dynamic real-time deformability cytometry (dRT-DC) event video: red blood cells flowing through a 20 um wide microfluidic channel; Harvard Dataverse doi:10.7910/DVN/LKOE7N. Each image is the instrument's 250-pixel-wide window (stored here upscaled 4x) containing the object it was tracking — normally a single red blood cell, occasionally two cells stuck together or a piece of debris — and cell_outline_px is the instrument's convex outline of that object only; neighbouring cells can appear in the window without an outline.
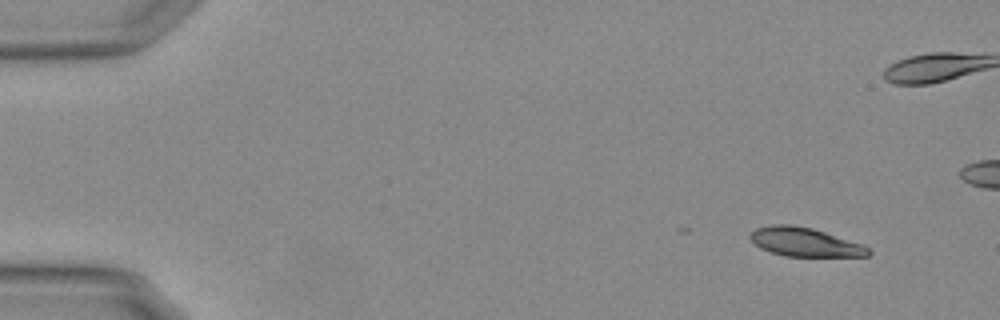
{"species": "Egyptian fruit bat (a non-hibernating species)", "species_latin": "Rousettus aegyptiacus", "temperature_condition": "warm", "stored_images_in_passage": 40, "camera_frame_rate_fps": 3000, "um_per_image_px": 0.085, "animal": {"sex": "female"}, "frame": {"image": 1, "passage_image": 1, "time_ms": 0.0, "image_size_px": [1000, 320], "cell_outline_px": [[872, 252], [868, 256], [784, 256], [760, 248], [748, 236], [756, 228], [772, 224], [788, 224], [812, 228], [860, 244], [868, 248]], "centroid_in_image_um": [68.37, 20.57], "position_along_channel_um": 16.6, "area_um2": 19.48}}
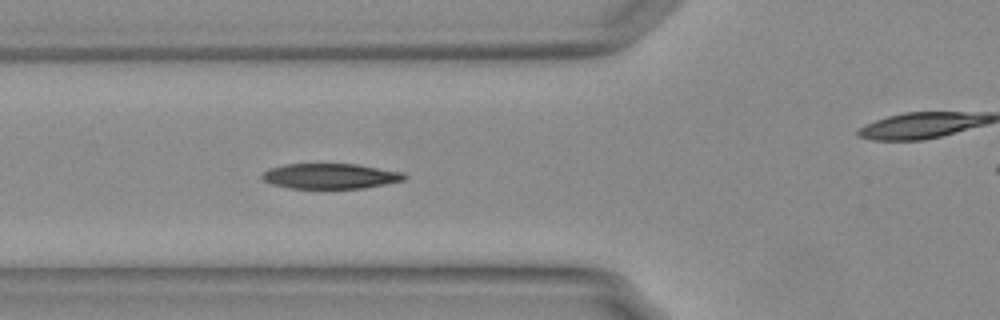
{"frame": {"image": 2, "passage_image": 17, "time_ms": 5.333, "image_size_px": [1000, 320], "cell_outline_px": [[408, 176], [404, 180], [364, 188], [288, 188], [272, 184], [264, 180], [260, 176], [268, 168], [284, 164], [356, 164], [404, 172]], "centroid_in_image_um": [28.07, 14.96], "position_along_channel_um": 97.7, "area_um2": 20.98}, "authors_computed_cell_mechanics": {"area_um2": 21.5883, "velocity_mm_per_s": 3.7526, "shape_relaxation_time_tau1_ms": 4.0126, "shape_relaxation_time_tau2_ms": 3.3891, "deformation_change_tau1": 0.1829, "deformation_change_tau2": 0.0982}}